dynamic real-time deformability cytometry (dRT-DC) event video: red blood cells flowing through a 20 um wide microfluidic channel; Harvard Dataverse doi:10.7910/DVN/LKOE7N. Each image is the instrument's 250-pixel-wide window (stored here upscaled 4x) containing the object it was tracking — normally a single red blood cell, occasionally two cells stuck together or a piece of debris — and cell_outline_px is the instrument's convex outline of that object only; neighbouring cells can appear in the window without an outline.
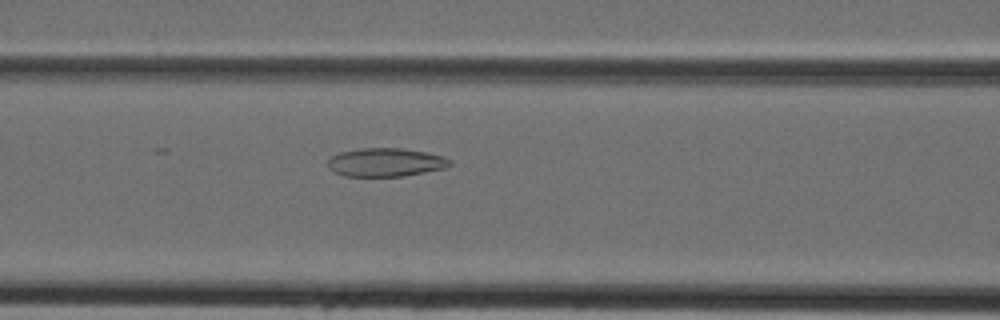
{"species": "Egyptian fruit bat (a non-hibernating species)", "species_latin": "Rousettus aegyptiacus", "temperature_condition": "cold", "stored_images_in_passage": 27, "camera_frame_rate_fps": 3000, "um_per_image_px": 0.085, "animal": {"sex": "female"}, "frame": {"image": 1, "passage_image": 7, "time_ms": 2.0, "image_size_px": [1000, 320], "cell_outline_px": [[452, 164], [444, 168], [404, 176], [344, 176], [336, 172], [328, 164], [328, 160], [332, 156], [340, 152], [360, 148], [400, 148], [424, 152], [444, 156], [452, 160]], "centroid_in_image_um": [32.81, 13.79], "position_along_channel_um": 133.8, "area_um2": 20.06}}
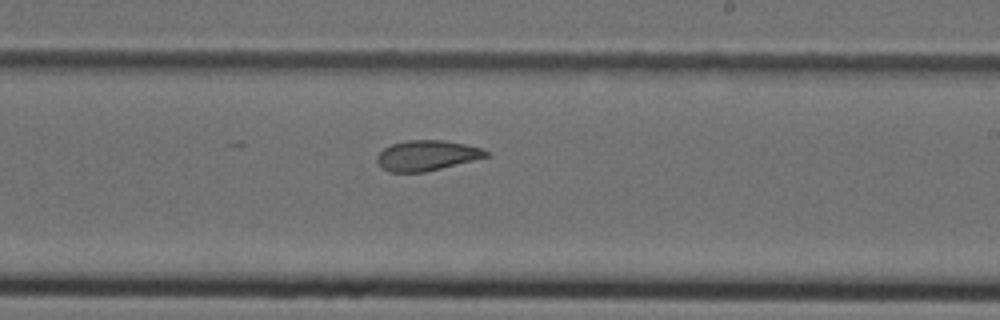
{"frame": {"image": 2, "passage_image": 15, "time_ms": 4.667, "image_size_px": [1000, 320], "cell_outline_px": [[488, 156], [424, 172], [388, 172], [380, 168], [376, 160], [376, 156], [384, 148], [392, 144], [408, 140], [444, 140], [464, 144], [480, 148], [488, 152]], "centroid_in_image_um": [36.2, 13.22], "position_along_channel_um": 252.8, "area_um2": 19.02}}
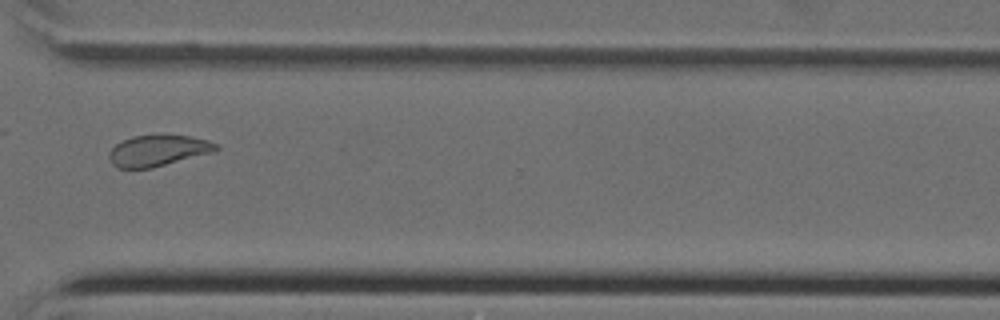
{"frame": {"image": 3, "passage_image": 22, "time_ms": 7.0, "image_size_px": [1000, 320], "cell_outline_px": [[220, 148], [216, 152], [152, 168], [116, 168], [112, 164], [108, 156], [108, 152], [116, 144], [132, 136], [192, 136], [208, 140], [220, 144]], "centroid_in_image_um": [13.48, 12.82], "position_along_channel_um": 357.1, "area_um2": 19.48}}